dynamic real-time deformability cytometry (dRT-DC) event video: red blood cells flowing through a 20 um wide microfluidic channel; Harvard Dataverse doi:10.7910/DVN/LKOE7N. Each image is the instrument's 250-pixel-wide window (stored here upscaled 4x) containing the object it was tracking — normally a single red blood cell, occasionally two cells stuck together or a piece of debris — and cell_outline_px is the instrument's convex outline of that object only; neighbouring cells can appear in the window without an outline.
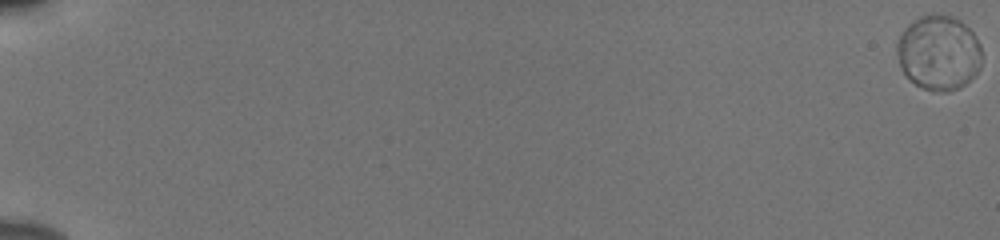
{"species": "human", "species_latin": "Homo sapiens", "temperature_condition": "cold", "stored_images_in_passage": 59, "camera_frame_rate_fps": 3000, "um_per_image_px": 0.085, "donor": {"sex": "male"}, "frame": {"image": 1, "passage_image": 1, "time_ms": 0.0, "image_size_px": [1000, 240], "cell_outline_px": [[980, 68], [964, 84], [948, 92], [940, 92], [924, 88], [916, 84], [900, 68], [896, 52], [896, 44], [904, 28], [908, 24], [920, 16], [952, 16], [960, 20], [976, 36], [980, 44]], "centroid_in_image_um": [79.77, 4.48], "position_along_channel_um": 5.2, "area_um2": 36.47}}
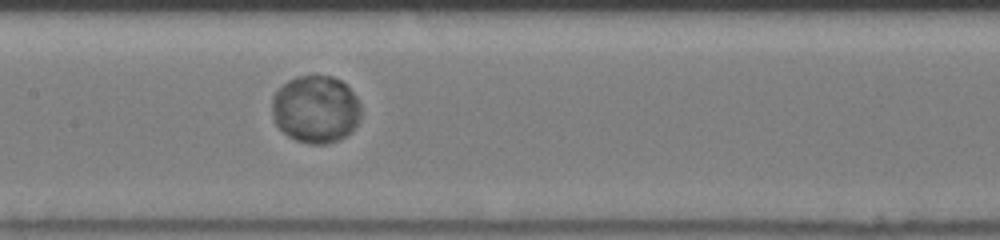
{"frame": {"image": 2, "passage_image": 33, "time_ms": 10.667, "image_size_px": [1000, 240], "cell_outline_px": [[360, 120], [352, 132], [340, 140], [328, 144], [312, 144], [296, 140], [288, 136], [276, 124], [272, 112], [272, 96], [288, 80], [296, 76], [332, 76], [348, 84], [356, 96], [360, 104]], "centroid_in_image_um": [26.87, 9.29], "position_along_channel_um": 180.5, "area_um2": 35.32}}
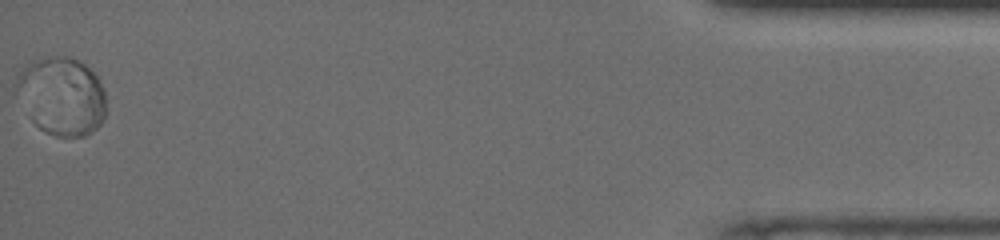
{"frame": {"image": 3, "passage_image": 59, "time_ms": 19.333, "image_size_px": [1000, 240], "cell_outline_px": [[104, 116], [100, 124], [92, 132], [84, 136], [56, 136], [40, 128], [32, 120], [12, 88], [16, 76], [24, 68], [40, 56], [68, 56], [84, 64], [100, 80], [104, 92]], "centroid_in_image_um": [5.2, 8.14], "position_along_channel_um": 430.0, "area_um2": 40.81}, "authors_computed_cell_mechanics": {"area_um2": 35.7782, "velocity_mm_per_s": 3.7304, "shape_relaxation_time_tau1_ms": 1.6647, "shape_relaxation_time_tau2_ms": null, "deformation_change_tau1": 0.0172, "deformation_change_tau2": null}}